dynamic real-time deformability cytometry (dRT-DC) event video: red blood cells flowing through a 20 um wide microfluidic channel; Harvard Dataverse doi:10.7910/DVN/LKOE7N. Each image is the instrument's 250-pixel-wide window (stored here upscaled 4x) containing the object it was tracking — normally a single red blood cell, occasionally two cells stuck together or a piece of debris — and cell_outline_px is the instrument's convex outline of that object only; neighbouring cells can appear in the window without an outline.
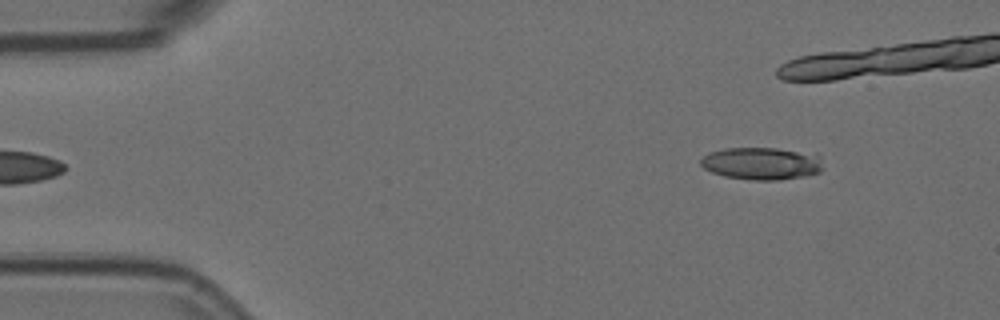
{"species": "Egyptian fruit bat (a non-hibernating species)", "species_latin": "Rousettus aegyptiacus", "temperature_condition": "room temperature", "stored_images_in_passage": 6, "segment_of_instrument_passage": [2, 2], "camera_frame_rate_fps": 3000, "um_per_image_px": 0.085, "animal": {"sex": "female"}, "frame": {"image": 1, "passage_image": 6, "time_ms": 1.667, "image_size_px": [1000, 320], "cell_outline_px": [[820, 172], [804, 176], [780, 180], [756, 180], [724, 176], [712, 172], [704, 168], [700, 164], [700, 160], [708, 152], [724, 148], [776, 148], [816, 152], [820, 156]], "centroid_in_image_um": [64.75, 13.87], "position_along_channel_um": 20.3, "area_um2": 23.29}}